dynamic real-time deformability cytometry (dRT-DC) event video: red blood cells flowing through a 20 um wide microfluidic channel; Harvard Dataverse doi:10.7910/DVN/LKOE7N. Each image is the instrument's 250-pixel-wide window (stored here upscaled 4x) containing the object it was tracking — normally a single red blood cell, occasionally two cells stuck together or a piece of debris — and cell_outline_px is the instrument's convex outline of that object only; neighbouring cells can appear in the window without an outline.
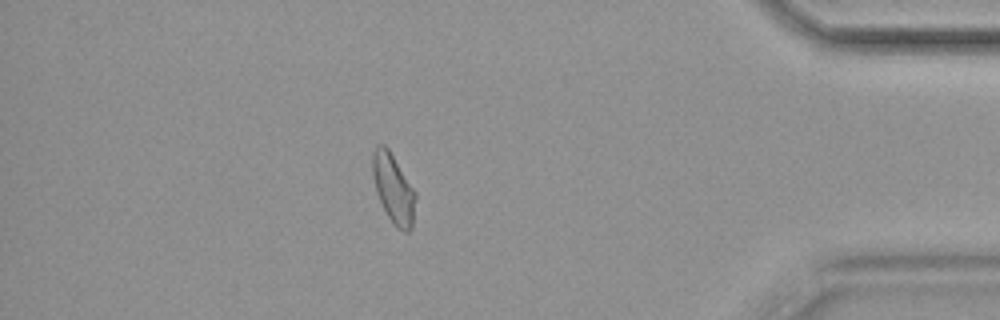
{"species": "common noctule bat (a hibernating species)", "species_latin": "Nyctalus noctula", "temperature_condition": "cold", "stored_images_in_passage": 58, "camera_frame_rate_fps": 3000, "um_per_image_px": 0.085, "animal": {"sex": "female", "body_mass_g": 19.9}, "frame": {"image": 1, "passage_image": 50, "time_ms": 16.333, "image_size_px": [1000, 320], "cell_outline_px": [[416, 196], [412, 228], [408, 232], [404, 232], [396, 228], [388, 216], [376, 192], [372, 176], [372, 152], [376, 144], [384, 144], [388, 148], [416, 192]], "centroid_in_image_um": [33.43, 16.02], "position_along_channel_um": 401.8, "area_um2": 17.4}, "authors_computed_cell_mechanics": {"area_um2": 17.1955, "velocity_mm_per_s": 3.5459, "shape_relaxation_time_tau1_ms": null, "shape_relaxation_time_tau2_ms": 2.5602, "deformation_change_tau1": null, "deformation_change_tau2": 0.092}}